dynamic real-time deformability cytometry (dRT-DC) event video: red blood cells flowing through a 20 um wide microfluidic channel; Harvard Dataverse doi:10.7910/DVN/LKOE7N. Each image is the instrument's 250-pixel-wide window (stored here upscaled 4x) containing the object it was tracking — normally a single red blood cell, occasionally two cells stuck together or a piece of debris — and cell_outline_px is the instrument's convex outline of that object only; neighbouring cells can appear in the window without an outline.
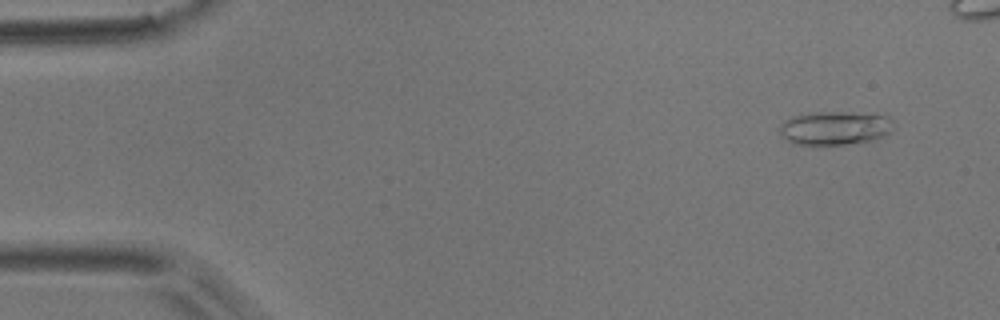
{"species": "common noctule bat (a hibernating species)", "species_latin": "Nyctalus noctula", "temperature_condition": "room temperature", "stored_images_in_passage": 15, "camera_frame_rate_fps": 3000, "um_per_image_px": 0.085, "animal": {"sex": "male", "body_mass_g": 17.9}, "frame": {"image": 1, "passage_image": 3, "time_ms": 0.667, "image_size_px": [1000, 320], "cell_outline_px": [[896, 128], [892, 132], [884, 136], [872, 140], [844, 144], [792, 144], [780, 136], [776, 128], [780, 124], [792, 116], [808, 112], [884, 112], [892, 120]], "centroid_in_image_um": [71.01, 10.85], "position_along_channel_um": 14.0, "area_um2": 23.24}}